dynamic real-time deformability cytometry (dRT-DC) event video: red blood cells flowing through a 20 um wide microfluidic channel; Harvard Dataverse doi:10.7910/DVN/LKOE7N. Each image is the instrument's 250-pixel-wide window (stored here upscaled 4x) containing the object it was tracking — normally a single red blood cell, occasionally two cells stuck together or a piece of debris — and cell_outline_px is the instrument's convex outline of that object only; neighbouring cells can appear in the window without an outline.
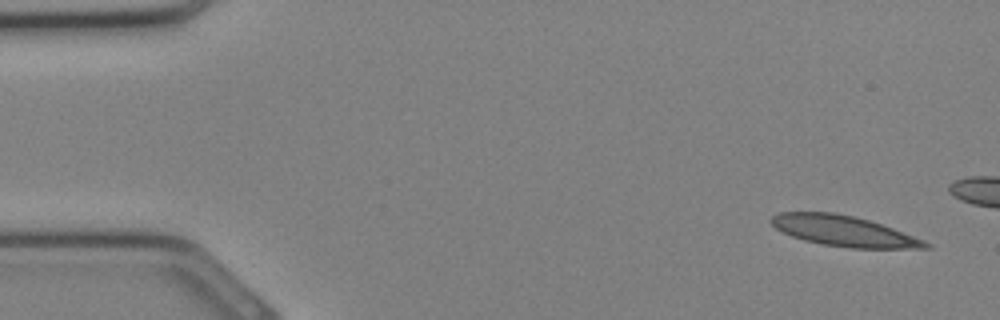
{"species": "Egyptian fruit bat (a non-hibernating species)", "species_latin": "Rousettus aegyptiacus", "temperature_condition": "cold", "stored_images_in_passage": 7, "camera_frame_rate_fps": 3000, "um_per_image_px": 0.085, "animal": {"sex": "female"}, "frame": {"image": 1, "passage_image": 1, "time_ms": 0.0, "image_size_px": [1000, 320], "cell_outline_px": [[932, 248], [852, 248], [824, 244], [804, 240], [792, 236], [776, 228], [768, 220], [772, 216], [780, 212], [836, 212], [868, 220], [892, 228], [924, 240], [932, 244]], "centroid_in_image_um": [71.71, 19.63], "position_along_channel_um": 13.3, "area_um2": 27.17}}